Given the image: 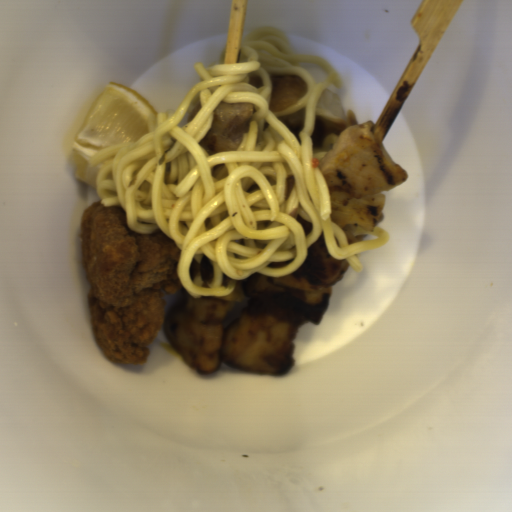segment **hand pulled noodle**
I'll list each match as a JSON object with an SVG mask.
<instances>
[{
	"instance_id": "hand-pulled-noodle-1",
	"label": "hand pulled noodle",
	"mask_w": 512,
	"mask_h": 512,
	"mask_svg": "<svg viewBox=\"0 0 512 512\" xmlns=\"http://www.w3.org/2000/svg\"><path fill=\"white\" fill-rule=\"evenodd\" d=\"M324 67L327 79L315 82L299 62ZM201 81L193 85L176 110L151 113L149 132L135 141L112 145L91 155L98 167L95 191L104 207H122L128 229L139 234L161 230L181 250L176 273L193 298L224 297L237 280L258 272L285 277L297 271L308 248L323 234L326 251L358 273V254L387 245L386 229L354 225L353 234L377 236L349 243L332 220L331 194L323 173L312 167L324 158L339 134L324 136L314 147L319 100L343 78L320 55L296 54L278 27H256L241 43L238 63L196 62ZM298 74L307 85L303 99L279 112L269 109L270 76ZM258 76L263 85L249 83ZM254 103L255 113L237 151H213L203 138L219 102ZM203 106L187 123L194 107ZM304 108L300 134L292 135L280 116ZM206 256L212 279L202 281L199 264Z\"/></svg>"
}]
</instances>
